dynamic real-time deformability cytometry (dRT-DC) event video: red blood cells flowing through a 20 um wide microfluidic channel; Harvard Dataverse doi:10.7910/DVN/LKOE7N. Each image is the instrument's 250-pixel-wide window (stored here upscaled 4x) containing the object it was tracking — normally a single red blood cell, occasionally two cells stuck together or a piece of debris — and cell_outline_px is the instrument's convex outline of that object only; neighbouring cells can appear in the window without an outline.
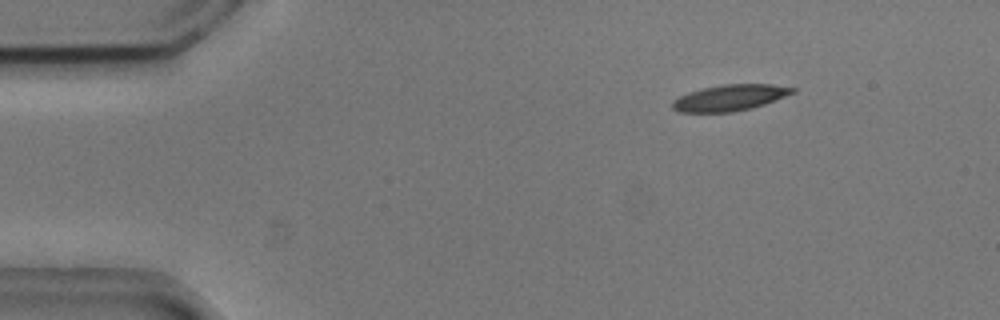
{"species": "common noctule bat (a hibernating species)", "species_latin": "Nyctalus noctula", "temperature_condition": "cold", "stored_images_in_passage": 53, "camera_frame_rate_fps": 3000, "um_per_image_px": 0.085, "animal": {"sex": "male", "body_mass_g": 20.5, "forearm_length_mm": 52.5}, "frame": {"image": 1, "passage_image": 8, "time_ms": 2.333, "image_size_px": [1000, 320], "cell_outline_px": [[796, 92], [764, 104], [752, 108], [732, 112], [680, 112], [672, 108], [672, 100], [688, 92], [700, 88], [724, 84], [772, 84], [796, 88]], "centroid_in_image_um": [62.03, 8.3], "position_along_channel_um": 23.0, "area_um2": 18.32}}
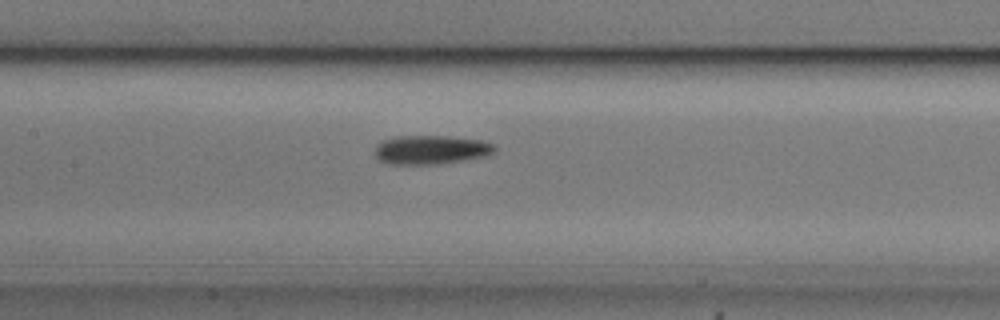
{"frame": {"image": 2, "passage_image": 26, "time_ms": 8.333, "image_size_px": [1000, 320], "cell_outline_px": [[496, 152], [488, 156], [464, 160], [436, 164], [388, 164], [380, 160], [376, 156], [376, 144], [384, 140], [396, 136], [448, 136], [480, 140], [496, 144]], "centroid_in_image_um": [36.68, 12.73], "position_along_channel_um": 170.7, "area_um2": 20.29}}
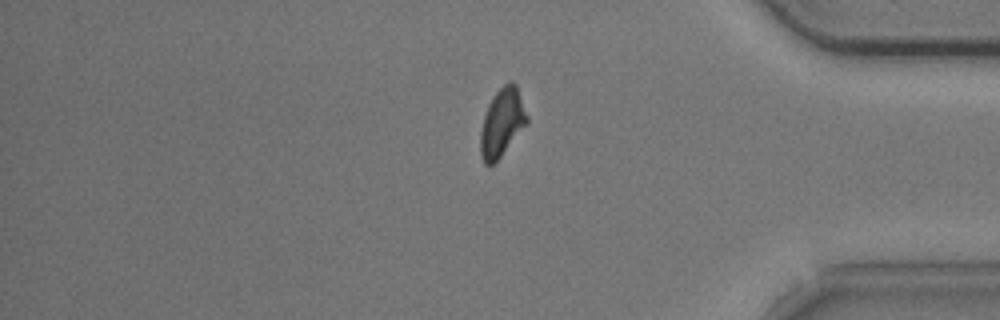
{"frame": {"image": 3, "passage_image": 46, "time_ms": 15.0, "image_size_px": [1000, 320], "cell_outline_px": [[528, 124], [500, 156], [488, 168], [484, 164], [480, 156], [480, 132], [484, 116], [488, 104], [496, 92], [508, 80], [512, 80], [516, 84], [528, 116]], "centroid_in_image_um": [42.67, 10.42], "position_along_channel_um": 392.5, "area_um2": 18.55}, "authors_computed_cell_mechanics": {"area_um2": 18.9006, "velocity_mm_per_s": 3.687, "shape_relaxation_time_tau1_ms": 2.584, "shape_relaxation_time_tau2_ms": null, "deformation_change_tau1": 0.1141, "deformation_change_tau2": null}}